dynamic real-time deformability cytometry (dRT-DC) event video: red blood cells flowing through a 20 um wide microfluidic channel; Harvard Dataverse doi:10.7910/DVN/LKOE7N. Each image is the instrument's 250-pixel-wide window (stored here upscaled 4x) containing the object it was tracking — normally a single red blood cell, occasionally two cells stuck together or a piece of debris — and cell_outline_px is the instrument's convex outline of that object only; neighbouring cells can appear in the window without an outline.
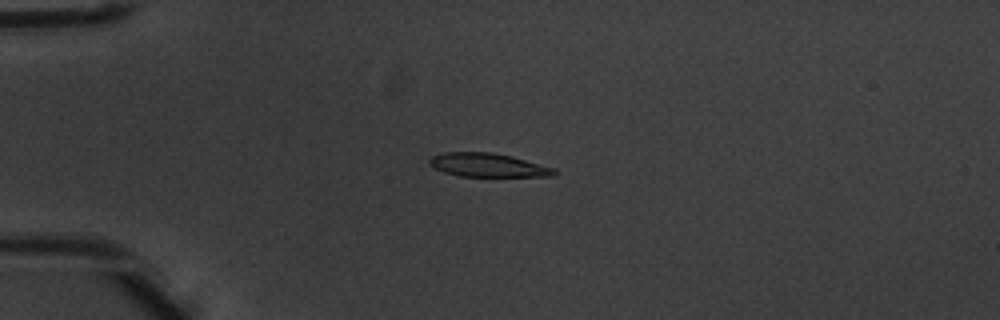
{"species": "common noctule bat (a hibernating species)", "species_latin": "Nyctalus noctula", "temperature_condition": "warm", "stored_images_in_passage": 9, "camera_frame_rate_fps": 3000, "um_per_image_px": 0.085, "animal": {"sex": "male", "body_mass_g": 20.1, "forearm_length_mm": 53.5}, "frame": {"image": 1, "passage_image": 4, "time_ms": 1.0, "image_size_px": [1000, 320], "cell_outline_px": [[560, 172], [556, 176], [460, 176], [444, 172], [432, 168], [428, 164], [428, 160], [432, 156], [444, 152], [492, 152], [512, 156], [556, 168]], "centroid_in_image_um": [41.49, 14.03], "position_along_channel_um": 43.5, "area_um2": 17.46}}
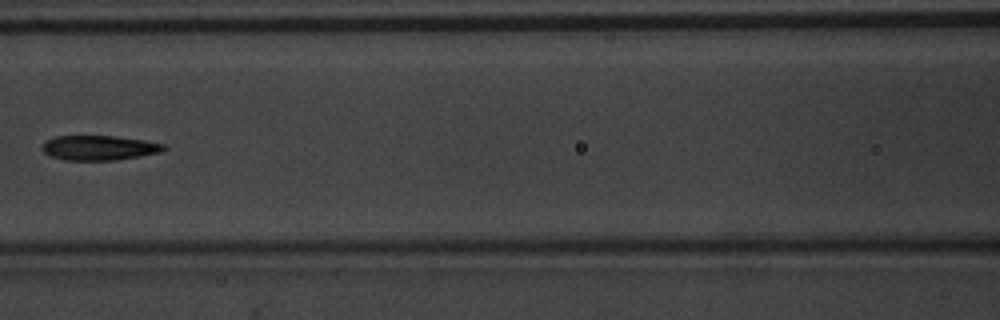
{"frame": {"image": 2, "passage_image": 7, "time_ms": 2.0, "image_size_px": [1000, 320], "cell_outline_px": [[168, 148], [160, 152], [140, 156], [116, 160], [64, 160], [48, 156], [40, 148], [44, 140], [56, 136], [112, 136], [144, 140], [164, 144]], "centroid_in_image_um": [8.37, 12.56], "position_along_channel_um": 158.2, "area_um2": 17.69}}
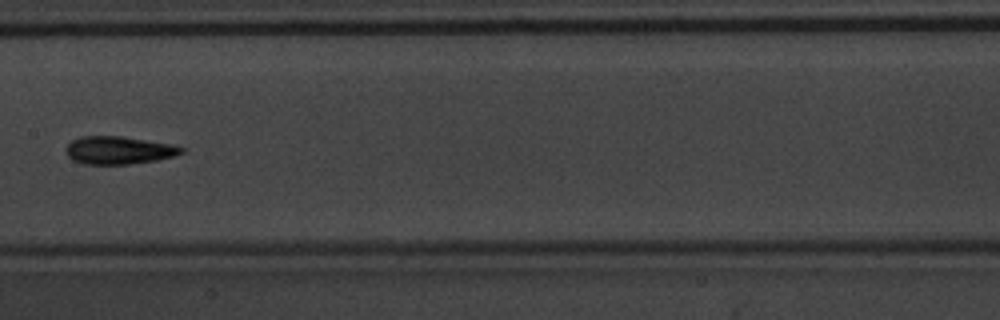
{"frame": {"image": 3, "passage_image": 8, "time_ms": 2.333, "image_size_px": [1000, 320], "cell_outline_px": [[184, 152], [172, 156], [156, 160], [128, 164], [84, 164], [72, 160], [68, 156], [64, 148], [72, 140], [80, 136], [120, 136], [172, 144], [184, 148]], "centroid_in_image_um": [10.05, 12.77], "position_along_channel_um": 197.4, "area_um2": 18.67}}